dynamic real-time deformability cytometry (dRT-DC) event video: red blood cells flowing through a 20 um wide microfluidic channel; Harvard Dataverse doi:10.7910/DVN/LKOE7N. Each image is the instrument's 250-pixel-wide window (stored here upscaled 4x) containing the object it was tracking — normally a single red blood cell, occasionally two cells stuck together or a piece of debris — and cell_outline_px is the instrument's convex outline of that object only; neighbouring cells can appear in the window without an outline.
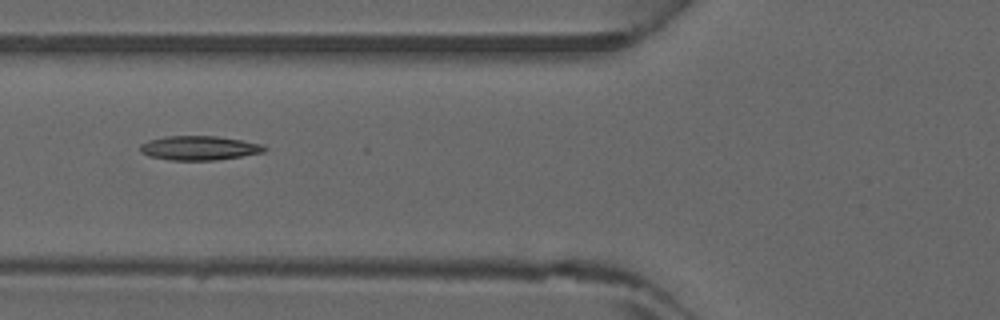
{"species": "common noctule bat (a hibernating species)", "species_latin": "Nyctalus noctula", "temperature_condition": "warm", "stored_images_in_passage": 7, "camera_frame_rate_fps": 3000, "um_per_image_px": 0.085, "animal": {"sex": "male", "forearm_length_mm": 52.5}, "frame": {"image": 1, "passage_image": 6, "time_ms": 1.667, "image_size_px": [1000, 320], "cell_outline_px": [[268, 148], [264, 152], [216, 160], [168, 160], [148, 156], [140, 152], [140, 144], [148, 140], [164, 136], [216, 136], [264, 144]], "centroid_in_image_um": [16.91, 12.58], "position_along_channel_um": 108.9, "area_um2": 17.63}}
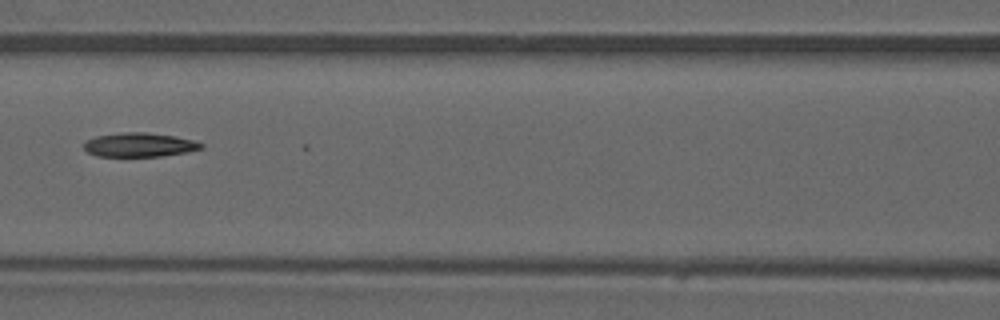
{"frame": {"image": 2, "passage_image": 7, "time_ms": 2.0, "image_size_px": [1000, 320], "cell_outline_px": [[204, 148], [188, 152], [160, 156], [96, 156], [88, 152], [84, 148], [84, 144], [88, 140], [96, 136], [124, 132], [144, 132], [176, 136], [196, 140], [204, 144]], "centroid_in_image_um": [11.91, 12.31], "position_along_channel_um": 154.7, "area_um2": 16.47}}